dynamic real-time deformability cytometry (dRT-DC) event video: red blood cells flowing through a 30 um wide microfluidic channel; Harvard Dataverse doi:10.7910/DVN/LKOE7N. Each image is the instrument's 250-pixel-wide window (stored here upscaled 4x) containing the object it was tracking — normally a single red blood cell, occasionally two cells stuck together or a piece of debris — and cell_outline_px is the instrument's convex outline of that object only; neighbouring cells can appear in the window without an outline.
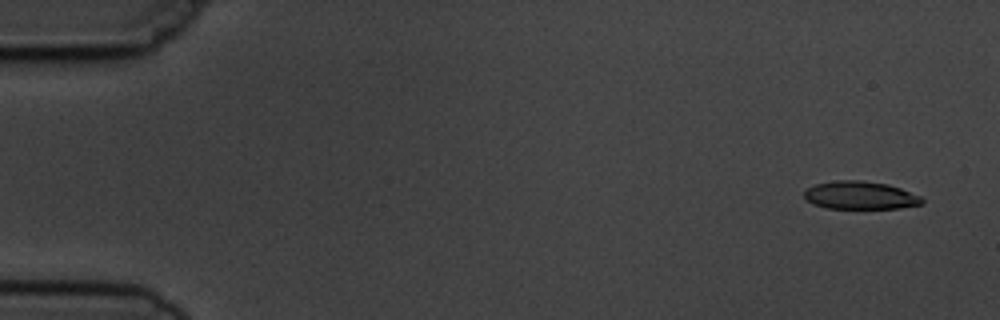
{"species": "common noctule bat (a hibernating species)", "species_latin": "Nyctalus noctula", "temperature_condition": "cold", "stored_images_in_passage": 6, "camera_frame_rate_fps": 3000, "um_per_image_px": 0.085, "animal": {"sex": "male", "body_mass_g": 19.5, "forearm_length_mm": 54.6}, "frame": {"image": 1, "passage_image": 1, "time_ms": 0.0, "image_size_px": [1000, 320], "cell_outline_px": [[924, 204], [900, 208], [828, 208], [812, 204], [804, 196], [804, 192], [808, 188], [816, 184], [836, 180], [860, 180], [888, 184], [900, 188], [920, 196], [924, 200]], "centroid_in_image_um": [73.14, 16.6], "position_along_channel_um": 11.9, "area_um2": 19.13}}
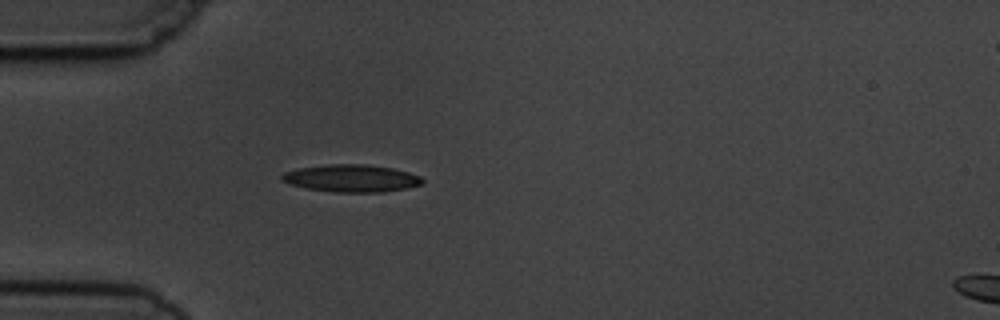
{"frame": {"image": 2, "passage_image": 5, "time_ms": 4.333, "image_size_px": [1000, 320], "cell_outline_px": [[424, 184], [384, 192], [336, 192], [308, 188], [292, 184], [280, 180], [280, 176], [284, 172], [296, 168], [324, 164], [368, 164], [392, 168], [408, 172], [420, 176], [424, 180]], "centroid_in_image_um": [29.86, 15.14], "position_along_channel_um": 55.1, "area_um2": 22.48}}